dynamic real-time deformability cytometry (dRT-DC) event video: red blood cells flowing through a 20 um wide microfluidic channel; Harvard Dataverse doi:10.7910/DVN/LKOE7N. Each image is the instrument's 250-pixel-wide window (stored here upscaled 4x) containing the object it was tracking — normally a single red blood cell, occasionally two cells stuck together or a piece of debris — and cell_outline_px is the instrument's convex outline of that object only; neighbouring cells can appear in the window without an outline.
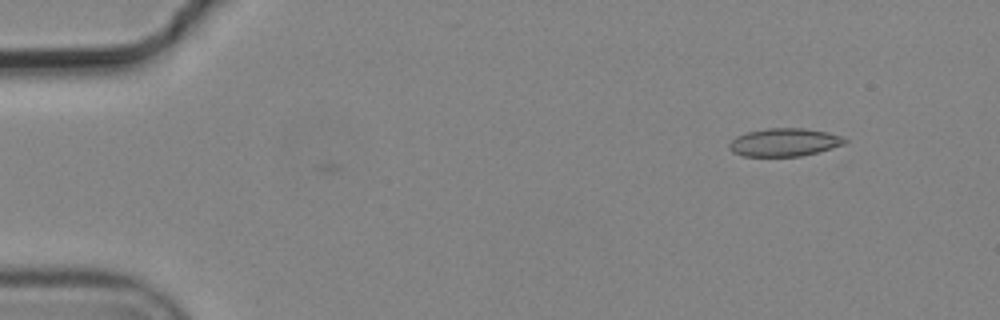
{"species": "common noctule bat (a hibernating species)", "species_latin": "Nyctalus noctula", "temperature_condition": "cold", "stored_images_in_passage": 4, "camera_frame_rate_fps": 3000, "um_per_image_px": 0.085, "animal": {"sex": "male", "body_mass_g": 19.2, "forearm_length_mm": 51.8}, "frame": {"image": 1, "passage_image": 1, "time_ms": 0.0, "image_size_px": [1000, 320], "cell_outline_px": [[848, 140], [844, 144], [832, 148], [800, 156], [744, 156], [732, 152], [728, 148], [728, 144], [736, 136], [748, 132], [768, 128], [804, 128], [828, 132], [840, 136]], "centroid_in_image_um": [66.65, 12.09], "position_along_channel_um": 18.4, "area_um2": 18.79}}
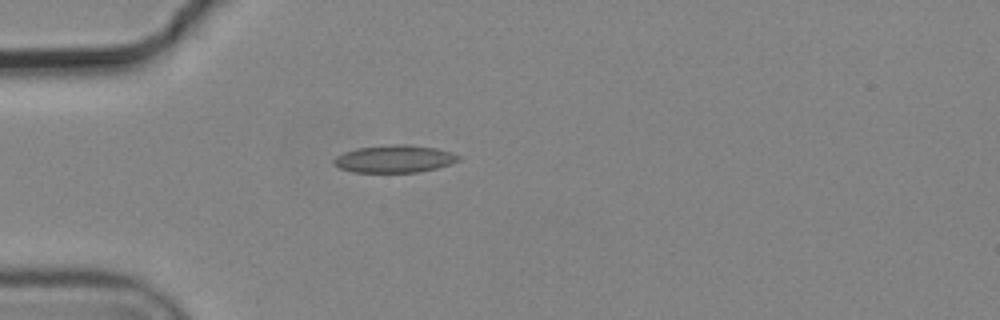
{"frame": {"image": 2, "passage_image": 4, "time_ms": 1.0, "image_size_px": [1000, 320], "cell_outline_px": [[460, 160], [436, 168], [416, 172], [352, 172], [340, 168], [332, 160], [336, 156], [344, 152], [356, 148], [388, 144], [408, 144], [436, 148], [452, 152], [460, 156]], "centroid_in_image_um": [33.52, 13.49], "position_along_channel_um": 51.5, "area_um2": 19.94}}